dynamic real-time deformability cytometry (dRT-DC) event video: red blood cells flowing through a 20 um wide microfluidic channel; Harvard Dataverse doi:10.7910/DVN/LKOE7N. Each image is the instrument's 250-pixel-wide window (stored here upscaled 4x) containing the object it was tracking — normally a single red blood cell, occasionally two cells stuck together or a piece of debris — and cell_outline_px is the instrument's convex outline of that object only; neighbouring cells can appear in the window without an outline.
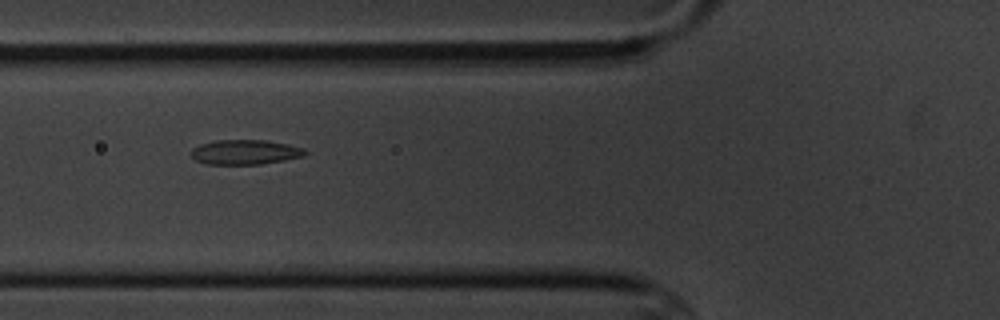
{"species": "common noctule bat (a hibernating species)", "species_latin": "Nyctalus noctula", "temperature_condition": "cold", "stored_images_in_passage": 10, "camera_frame_rate_fps": 3000, "um_per_image_px": 0.085, "animal": {"sex": "male", "body_mass_g": 20.1, "forearm_length_mm": 53.5}, "frame": {"image": 1, "passage_image": 5, "time_ms": 5.333, "image_size_px": [1000, 320], "cell_outline_px": [[308, 152], [304, 156], [284, 160], [260, 164], [204, 164], [196, 160], [188, 152], [192, 148], [200, 144], [216, 140], [264, 140], [288, 144], [304, 148]], "centroid_in_image_um": [20.81, 12.93], "position_along_channel_um": 105.0, "area_um2": 16.53}}
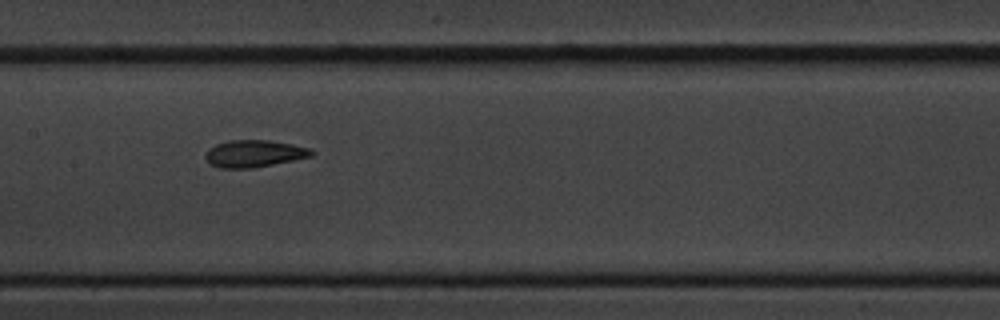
{"frame": {"image": 2, "passage_image": 7, "time_ms": 7.667, "image_size_px": [1000, 320], "cell_outline_px": [[316, 152], [312, 156], [252, 168], [220, 168], [208, 164], [204, 156], [208, 148], [216, 144], [228, 140], [268, 140], [292, 144], [308, 148]], "centroid_in_image_um": [21.55, 13.05], "position_along_channel_um": 185.9, "area_um2": 16.76}}
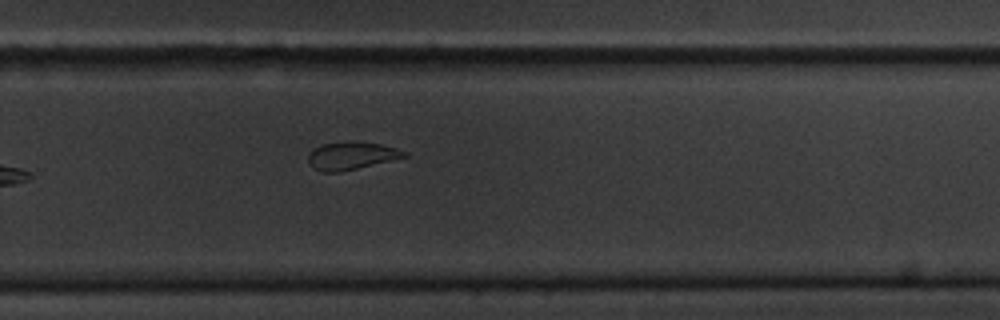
{"frame": {"image": 3, "passage_image": 10, "time_ms": 11.0, "image_size_px": [1000, 320], "cell_outline_px": [[408, 156], [340, 172], [324, 172], [312, 168], [308, 164], [308, 156], [320, 144], [352, 140], [356, 140], [380, 144], [396, 148], [408, 152]], "centroid_in_image_um": [29.86, 13.22], "position_along_channel_um": 299.9, "area_um2": 15.61}}